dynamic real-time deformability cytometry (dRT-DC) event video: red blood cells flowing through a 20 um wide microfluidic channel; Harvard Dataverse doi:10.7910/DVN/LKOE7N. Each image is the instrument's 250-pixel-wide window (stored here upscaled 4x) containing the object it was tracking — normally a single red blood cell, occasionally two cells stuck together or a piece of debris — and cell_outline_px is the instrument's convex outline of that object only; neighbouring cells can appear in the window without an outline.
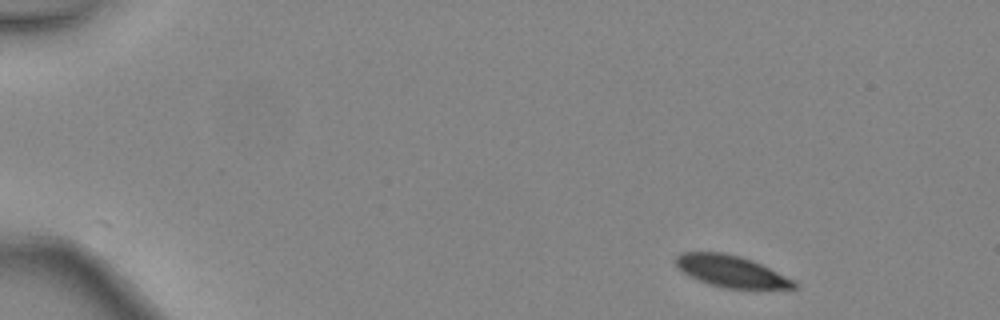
{"species": "common noctule bat (a hibernating species)", "species_latin": "Nyctalus noctula", "temperature_condition": "warm", "stored_images_in_passage": 42, "camera_frame_rate_fps": 3000, "um_per_image_px": 0.085, "animal": {"sex": "female", "body_mass_g": 24.6, "forearm_length_mm": 56.2}, "frame": {"image": 1, "passage_image": 1, "time_ms": 0.0, "image_size_px": [1000, 320], "cell_outline_px": [[800, 284], [796, 288], [724, 288], [708, 284], [676, 268], [676, 256], [680, 252], [720, 252], [740, 256], [752, 260], [796, 280]], "centroid_in_image_um": [62.18, 23.05], "position_along_channel_um": 22.8, "area_um2": 21.73}}
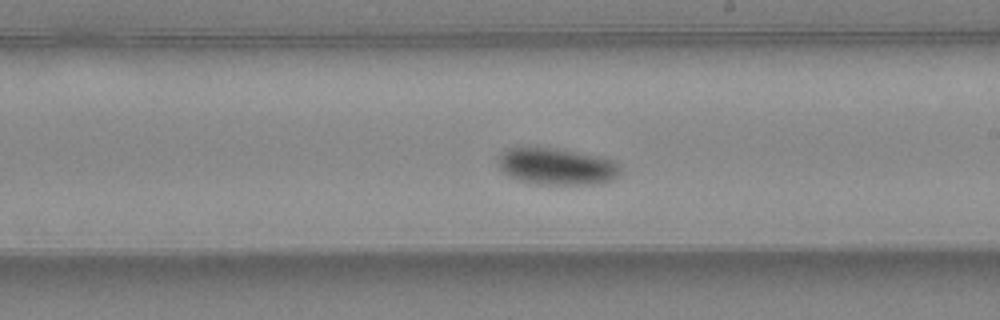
{"frame": {"image": 2, "passage_image": 24, "time_ms": 7.667, "image_size_px": [1000, 320], "cell_outline_px": [[624, 172], [620, 176], [612, 180], [600, 184], [536, 184], [516, 180], [508, 176], [500, 168], [496, 156], [508, 148], [560, 148], [604, 156], [620, 164]], "centroid_in_image_um": [47.39, 14.15], "position_along_channel_um": 241.6, "area_um2": 26.93}}
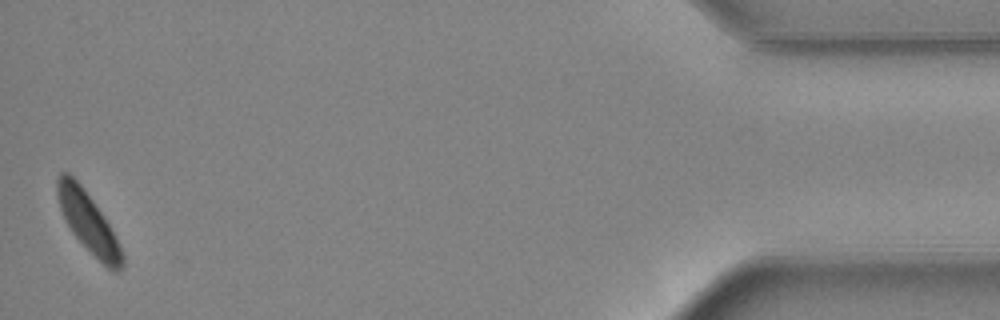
{"frame": {"image": 3, "passage_image": 42, "time_ms": 13.667, "image_size_px": [1000, 320], "cell_outline_px": [[124, 268], [120, 272], [112, 272], [72, 232], [60, 208], [56, 192], [56, 180], [60, 172], [68, 172], [80, 184], [104, 216], [120, 244], [124, 256]], "centroid_in_image_um": [7.53, 18.9], "position_along_channel_um": 427.7, "area_um2": 22.25}, "authors_computed_cell_mechanics": {"area_um2": 25.0274, "velocity_mm_per_s": 4.4161, "shape_relaxation_time_tau1_ms": 1.6931, "shape_relaxation_time_tau2_ms": null, "deformation_change_tau1": 0.0951, "deformation_change_tau2": null}}